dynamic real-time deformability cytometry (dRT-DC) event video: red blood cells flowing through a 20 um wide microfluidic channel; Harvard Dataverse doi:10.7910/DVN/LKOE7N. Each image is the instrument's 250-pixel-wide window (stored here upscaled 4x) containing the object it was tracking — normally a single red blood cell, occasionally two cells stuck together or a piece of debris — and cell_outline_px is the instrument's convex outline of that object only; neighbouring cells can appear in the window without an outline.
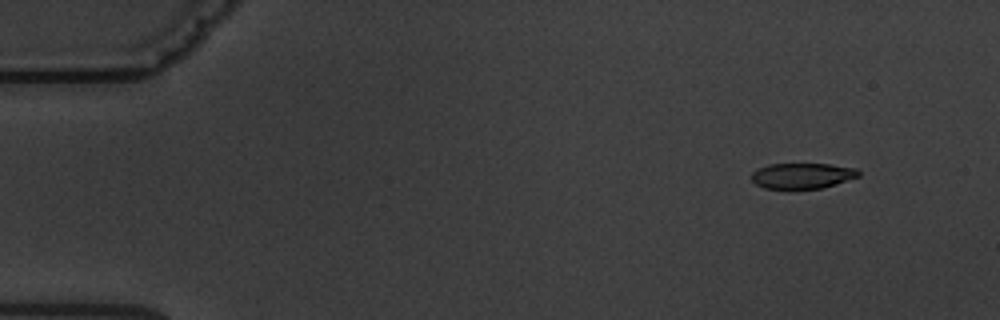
{"species": "common noctule bat (a hibernating species)", "species_latin": "Nyctalus noctula", "temperature_condition": "warm", "stored_images_in_passage": 5, "camera_frame_rate_fps": 3000, "um_per_image_px": 0.085, "animal": {"sex": "male", "body_mass_g": 19.5, "forearm_length_mm": 54.6}, "frame": {"image": 1, "passage_image": 2, "time_ms": 1.0, "image_size_px": [1000, 320], "cell_outline_px": [[860, 176], [836, 184], [820, 188], [788, 192], [764, 188], [756, 184], [752, 180], [752, 172], [756, 168], [768, 164], [828, 164], [856, 168], [860, 172]], "centroid_in_image_um": [68.14, 14.98], "position_along_channel_um": 16.9, "area_um2": 16.7}}